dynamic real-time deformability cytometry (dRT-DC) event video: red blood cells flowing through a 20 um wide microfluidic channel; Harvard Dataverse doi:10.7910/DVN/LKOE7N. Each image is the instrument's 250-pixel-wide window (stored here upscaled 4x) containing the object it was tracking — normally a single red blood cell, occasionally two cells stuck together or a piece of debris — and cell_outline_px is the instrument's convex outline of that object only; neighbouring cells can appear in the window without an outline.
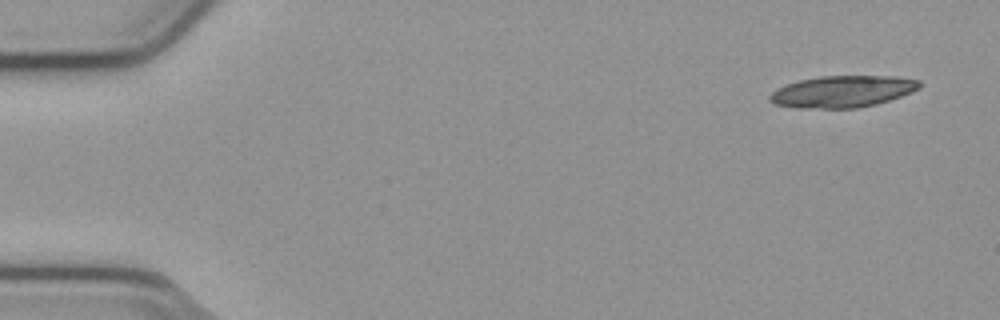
{"species": "common noctule bat (a hibernating species)", "species_latin": "Nyctalus noctula", "temperature_condition": "cold", "stored_images_in_passage": 17, "camera_frame_rate_fps": 3000, "um_per_image_px": 0.085, "animal": {"sex": "male", "body_mass_g": 23.1, "forearm_length_mm": 52.7}, "frame": {"image": 1, "passage_image": 1, "time_ms": 0.0, "image_size_px": [1000, 320], "cell_outline_px": [[920, 88], [912, 92], [876, 104], [856, 108], [796, 108], [776, 104], [768, 100], [768, 96], [776, 88], [800, 80], [820, 76], [896, 76], [920, 80]], "centroid_in_image_um": [71.6, 7.78], "position_along_channel_um": 13.4, "area_um2": 27.63}}